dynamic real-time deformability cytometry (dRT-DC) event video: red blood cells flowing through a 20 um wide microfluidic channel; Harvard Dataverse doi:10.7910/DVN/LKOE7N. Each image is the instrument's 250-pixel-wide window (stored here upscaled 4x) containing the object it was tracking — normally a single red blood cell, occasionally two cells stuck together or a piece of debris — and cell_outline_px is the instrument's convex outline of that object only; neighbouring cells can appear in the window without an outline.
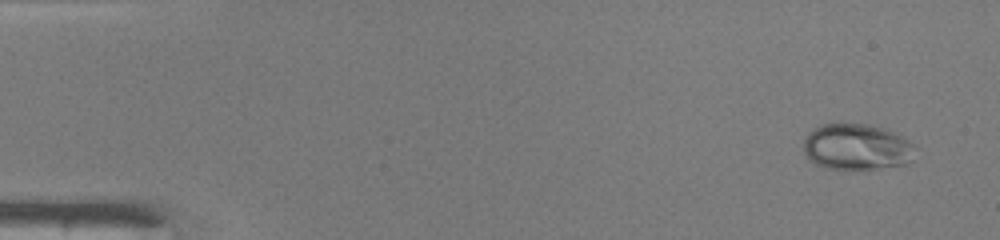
{"species": "common noctule bat (a hibernating species)", "species_latin": "Nyctalus noctula", "temperature_condition": "warm", "stored_images_in_passage": 48, "camera_frame_rate_fps": 3000, "um_per_image_px": 0.085, "animal": {"sex": "male", "body_mass_g": 19.0, "forearm_length_mm": 50.8}, "frame": {"image": 1, "passage_image": 2, "time_ms": 0.333, "image_size_px": [1000, 240], "cell_outline_px": [[916, 148], [904, 164], [876, 168], [824, 168], [816, 164], [804, 152], [804, 140], [808, 132], [824, 124], [872, 124], [888, 128], [904, 136]], "centroid_in_image_um": [72.82, 12.45], "position_along_channel_um": 12.2, "area_um2": 29.65}}
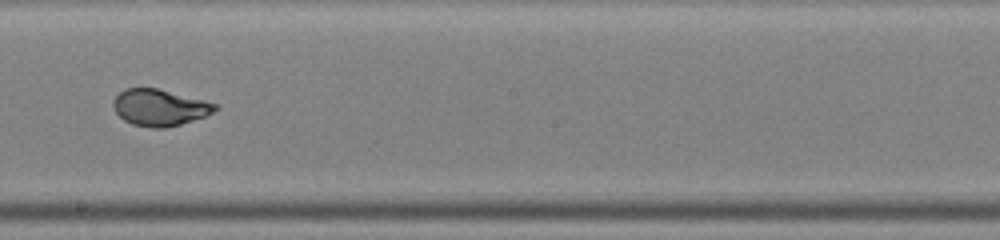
{"frame": {"image": 2, "passage_image": 27, "time_ms": 8.667, "image_size_px": [1000, 240], "cell_outline_px": [[220, 108], [204, 116], [180, 124], [164, 128], [152, 128], [132, 124], [124, 120], [116, 112], [112, 104], [112, 100], [124, 88], [156, 88], [204, 100], [216, 104]], "centroid_in_image_um": [13.54, 9.13], "position_along_channel_um": 234.7, "area_um2": 21.5}}
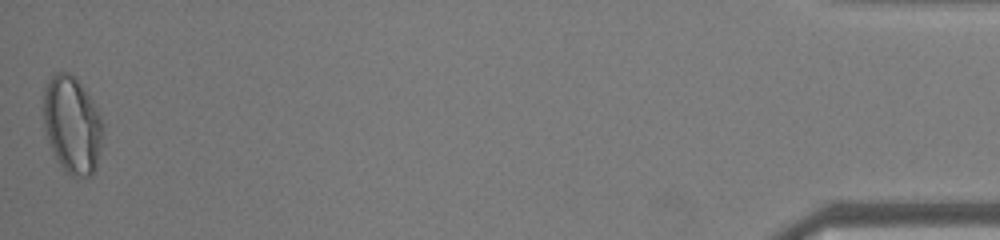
{"frame": {"image": 3, "passage_image": 47, "time_ms": 15.333, "image_size_px": [1000, 240], "cell_outline_px": [[100, 148], [96, 168], [92, 176], [76, 180], [60, 164], [48, 140], [44, 124], [44, 88], [48, 80], [56, 72], [68, 72], [84, 88], [92, 100], [100, 116]], "centroid_in_image_um": [6.12, 10.63], "position_along_channel_um": 429.1, "area_um2": 33.0}, "authors_computed_cell_mechanics": {"area_um2": 23.698, "velocity_mm_per_s": 4.2432, "shape_relaxation_time_tau1_ms": 5.0217, "shape_relaxation_time_tau2_ms": null, "deformation_change_tau1": 0.2135, "deformation_change_tau2": null}}